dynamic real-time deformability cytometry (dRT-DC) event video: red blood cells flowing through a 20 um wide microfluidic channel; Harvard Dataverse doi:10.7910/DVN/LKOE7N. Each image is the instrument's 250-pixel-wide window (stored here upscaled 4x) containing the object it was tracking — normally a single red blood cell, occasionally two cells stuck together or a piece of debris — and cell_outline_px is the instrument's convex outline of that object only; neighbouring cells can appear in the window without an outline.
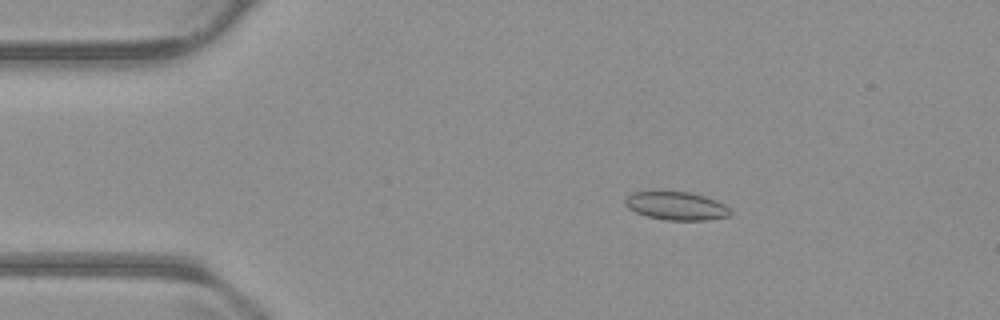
{"species": "common noctule bat (a hibernating species)", "species_latin": "Nyctalus noctula", "temperature_condition": "warm", "stored_images_in_passage": 55, "camera_frame_rate_fps": 3000, "um_per_image_px": 0.085, "animal": {"sex": "male", "body_mass_g": 23.1, "forearm_length_mm": 52.7}, "frame": {"image": 1, "passage_image": 10, "time_ms": 3.0, "image_size_px": [1000, 320], "cell_outline_px": [[732, 212], [728, 216], [708, 220], [664, 220], [648, 216], [636, 212], [628, 208], [624, 204], [624, 200], [632, 192], [656, 188], [688, 192], [704, 196], [716, 200], [724, 204]], "centroid_in_image_um": [57.41, 17.45], "position_along_channel_um": 27.6, "area_um2": 17.98}}
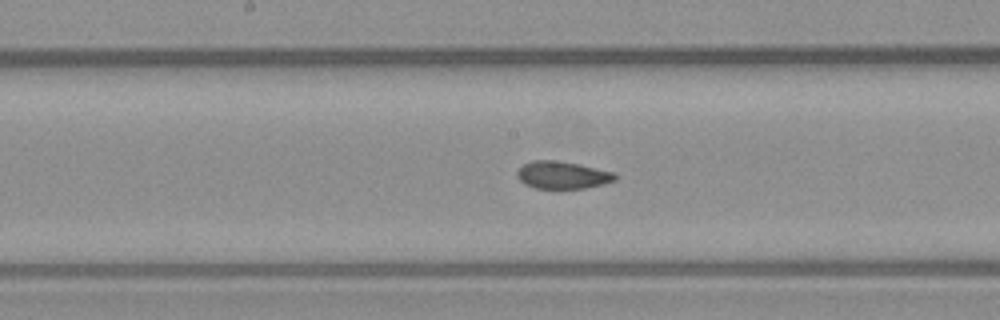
{"frame": {"image": 2, "passage_image": 28, "time_ms": 9.0, "image_size_px": [1000, 320], "cell_outline_px": [[616, 180], [604, 184], [584, 188], [536, 188], [524, 184], [516, 176], [516, 172], [524, 164], [532, 160], [552, 160], [576, 164], [612, 172], [616, 176]], "centroid_in_image_um": [47.76, 14.89], "position_along_channel_um": 200.4, "area_um2": 15.37}}
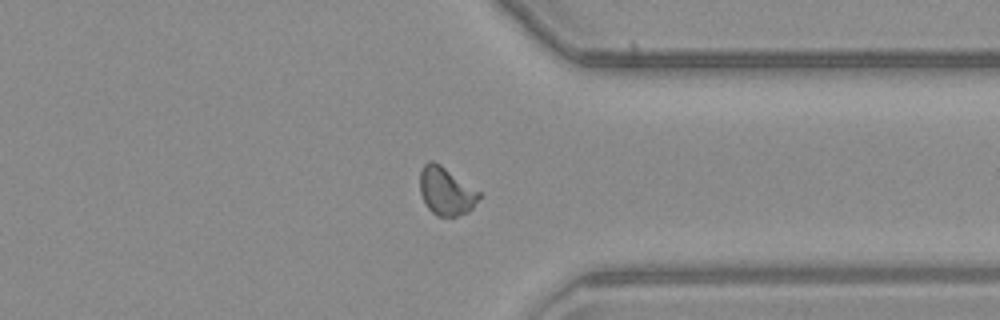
{"frame": {"image": 3, "passage_image": 42, "time_ms": 13.667, "image_size_px": [1000, 320], "cell_outline_px": [[480, 196], [472, 208], [468, 212], [456, 216], [436, 216], [424, 204], [420, 192], [420, 172], [424, 164], [428, 160], [432, 160], [440, 164], [480, 192]], "centroid_in_image_um": [37.88, 16.25], "position_along_channel_um": 373.5, "area_um2": 16.47}, "authors_computed_cell_mechanics": {"area_um2": 16.2418, "velocity_mm_per_s": 3.8071, "shape_relaxation_time_tau1_ms": 4.9349, "shape_relaxation_time_tau2_ms": 0.9409, "deformation_change_tau1": 0.1113, "deformation_change_tau2": 0.0585}}